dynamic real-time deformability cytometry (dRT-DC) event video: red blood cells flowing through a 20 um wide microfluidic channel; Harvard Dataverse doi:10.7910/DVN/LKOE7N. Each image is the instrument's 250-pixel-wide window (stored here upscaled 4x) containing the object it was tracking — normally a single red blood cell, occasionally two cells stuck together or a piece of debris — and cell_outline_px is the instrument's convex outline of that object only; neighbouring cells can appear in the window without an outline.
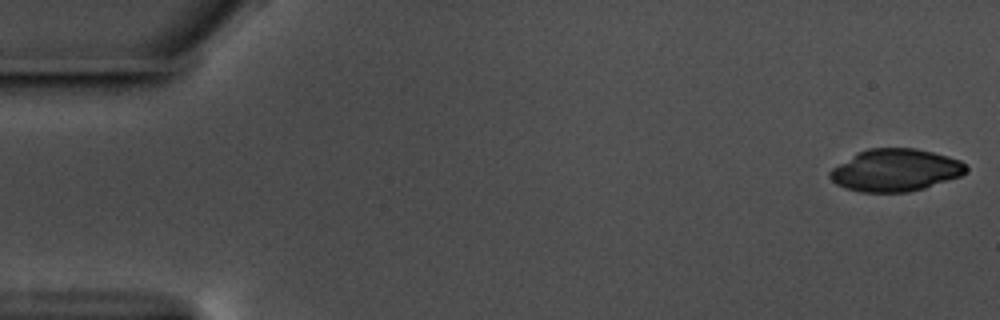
{"species": "common noctule bat (a hibernating species)", "species_latin": "Nyctalus noctula", "temperature_condition": "warm", "stored_images_in_passage": 57, "camera_frame_rate_fps": 3000, "um_per_image_px": 0.085, "animal": {"sex": "male", "body_mass_g": 17.5, "forearm_length_mm": 52.3}, "frame": {"image": 1, "passage_image": 1, "time_ms": 0.0, "image_size_px": [1000, 320], "cell_outline_px": [[968, 172], [960, 176], [924, 188], [908, 192], [860, 192], [844, 188], [836, 184], [828, 176], [828, 172], [832, 168], [856, 152], [868, 148], [916, 148], [948, 156], [960, 160], [968, 168]], "centroid_in_image_um": [76.08, 14.46], "position_along_channel_um": 8.9, "area_um2": 33.76}}